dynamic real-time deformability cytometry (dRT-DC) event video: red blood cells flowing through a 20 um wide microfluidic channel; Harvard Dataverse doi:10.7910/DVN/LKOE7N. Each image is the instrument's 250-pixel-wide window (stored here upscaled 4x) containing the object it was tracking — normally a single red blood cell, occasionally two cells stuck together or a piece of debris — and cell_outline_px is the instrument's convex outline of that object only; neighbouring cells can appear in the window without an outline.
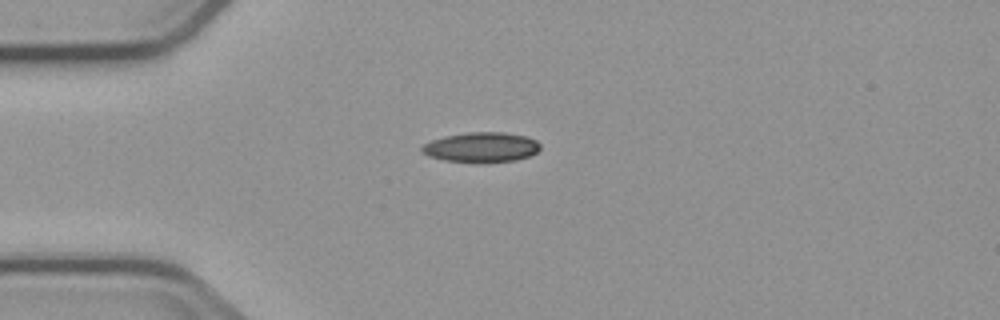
{"species": "common noctule bat (a hibernating species)", "species_latin": "Nyctalus noctula", "temperature_condition": "cold", "stored_images_in_passage": 3, "camera_frame_rate_fps": 3000, "um_per_image_px": 0.085, "animal": {"sex": "male", "body_mass_g": 23.1, "forearm_length_mm": 52.7}, "frame": {"image": 1, "passage_image": 1, "time_ms": 0.0, "image_size_px": [1000, 320], "cell_outline_px": [[540, 148], [536, 152], [528, 156], [516, 160], [480, 164], [444, 160], [428, 156], [420, 152], [420, 148], [424, 144], [432, 140], [444, 136], [468, 132], [504, 132], [524, 136], [536, 140], [540, 144]], "centroid_in_image_um": [40.88, 12.53], "position_along_channel_um": 44.1, "area_um2": 20.98}}
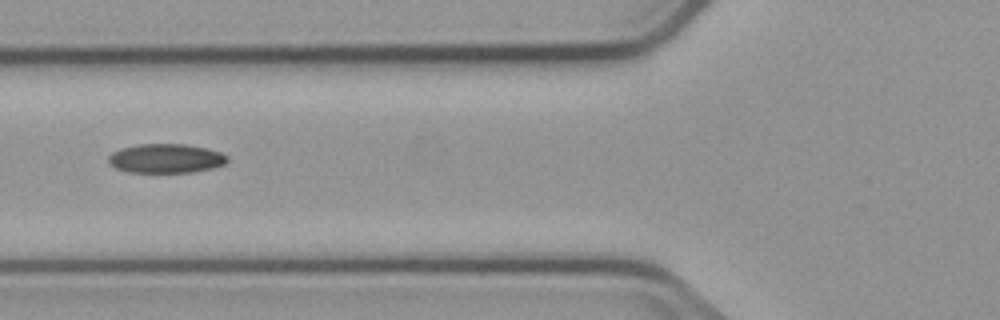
{"frame": {"image": 2, "passage_image": 3, "time_ms": 2.333, "image_size_px": [1000, 320], "cell_outline_px": [[228, 160], [224, 164], [212, 168], [192, 172], [128, 172], [116, 168], [108, 164], [108, 156], [112, 152], [120, 148], [136, 144], [188, 144], [220, 152], [228, 156]], "centroid_in_image_um": [14.06, 13.46], "position_along_channel_um": 111.7, "area_um2": 20.29}}